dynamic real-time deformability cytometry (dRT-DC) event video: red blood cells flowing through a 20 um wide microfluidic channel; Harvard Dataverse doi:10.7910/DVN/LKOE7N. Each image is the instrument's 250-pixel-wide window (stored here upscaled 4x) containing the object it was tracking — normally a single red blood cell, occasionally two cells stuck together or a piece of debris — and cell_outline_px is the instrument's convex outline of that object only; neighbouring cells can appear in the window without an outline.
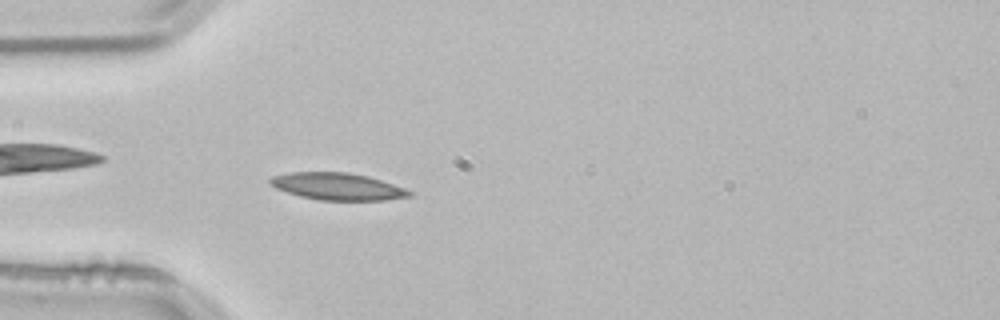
{"species": "common noctule bat (a hibernating species)", "species_latin": "Nyctalus noctula", "temperature_condition": "room temperature", "stored_images_in_passage": 53, "camera_frame_rate_fps": 3000, "um_per_image_px": 0.085, "animal": {"sex": "male", "body_mass_g": 21.5, "forearm_length_mm": 52.0}, "frame": {"image": 1, "passage_image": 15, "time_ms": 4.667, "image_size_px": [1000, 320], "cell_outline_px": [[412, 196], [384, 200], [320, 200], [300, 196], [276, 188], [268, 184], [268, 180], [272, 176], [292, 172], [348, 172], [368, 176], [404, 188], [412, 192]], "centroid_in_image_um": [28.66, 15.84], "position_along_channel_um": 56.3, "area_um2": 21.85}}
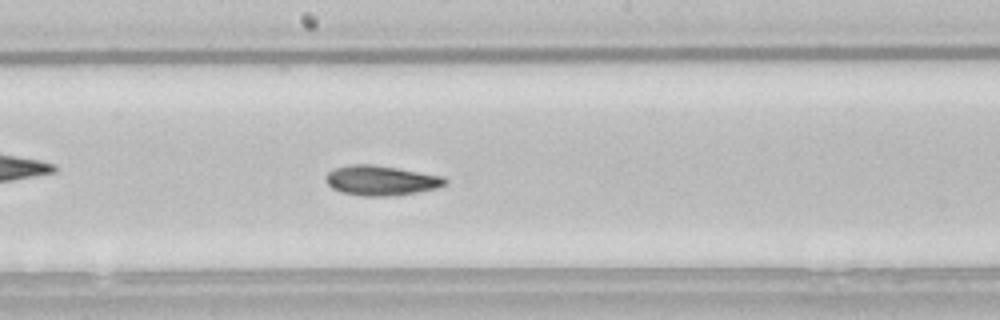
{"frame": {"image": 2, "passage_image": 28, "time_ms": 9.0, "image_size_px": [1000, 320], "cell_outline_px": [[448, 184], [436, 188], [416, 192], [388, 196], [360, 196], [340, 192], [332, 188], [324, 180], [328, 172], [336, 168], [348, 164], [372, 164], [444, 176], [448, 180]], "centroid_in_image_um": [32.38, 15.34], "position_along_channel_um": 215.8, "area_um2": 20.81}}
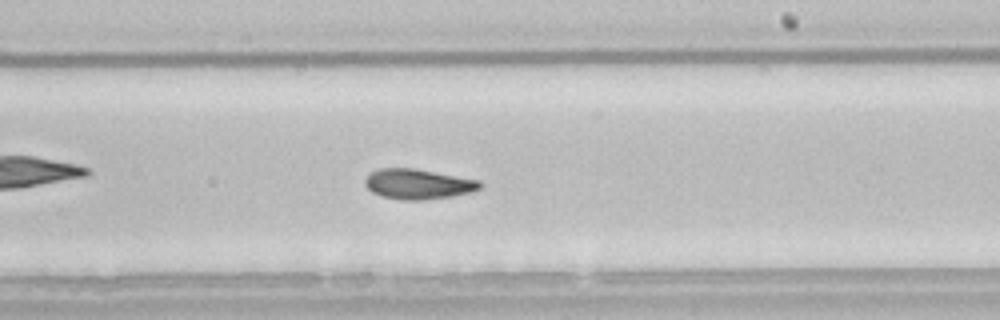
{"frame": {"image": 3, "passage_image": 31, "time_ms": 10.0, "image_size_px": [1000, 320], "cell_outline_px": [[484, 184], [480, 188], [468, 192], [452, 196], [420, 200], [400, 200], [380, 196], [372, 192], [364, 184], [364, 180], [368, 172], [380, 168], [416, 168], [480, 180]], "centroid_in_image_um": [35.49, 15.63], "position_along_channel_um": 253.5, "area_um2": 20.4}, "authors_computed_cell_mechanics": {"area_um2": 20.4612, "velocity_mm_per_s": 3.7931, "shape_relaxation_time_tau1_ms": null, "shape_relaxation_time_tau2_ms": 2.0557, "deformation_change_tau1": null, "deformation_change_tau2": 0.0713}}